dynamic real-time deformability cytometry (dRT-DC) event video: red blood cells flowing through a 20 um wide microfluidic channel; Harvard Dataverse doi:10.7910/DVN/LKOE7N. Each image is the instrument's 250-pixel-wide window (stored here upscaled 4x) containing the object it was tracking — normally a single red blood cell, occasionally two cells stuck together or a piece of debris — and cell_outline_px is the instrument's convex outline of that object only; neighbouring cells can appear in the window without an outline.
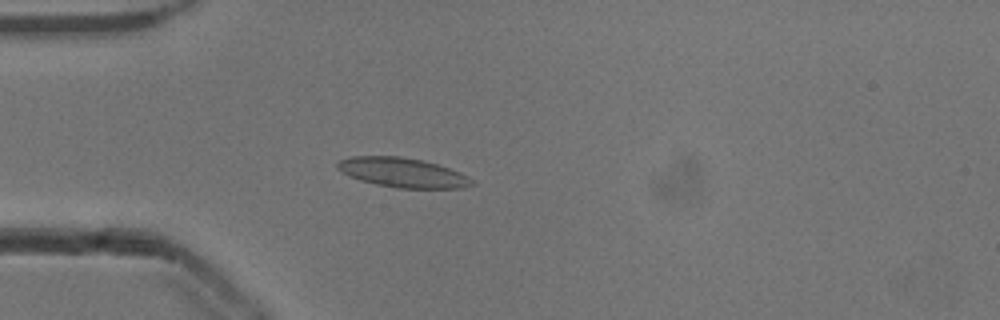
{"species": "common noctule bat (a hibernating species)", "species_latin": "Nyctalus noctula", "temperature_condition": "cold", "stored_images_in_passage": 54, "camera_frame_rate_fps": 3000, "um_per_image_px": 0.085, "animal": {"sex": "male", "body_mass_g": 13.3}, "frame": {"image": 1, "passage_image": 16, "time_ms": 5.0, "image_size_px": [1000, 320], "cell_outline_px": [[476, 184], [464, 188], [396, 188], [376, 184], [360, 180], [348, 176], [340, 172], [336, 168], [336, 164], [340, 160], [352, 156], [400, 156], [420, 160], [436, 164], [460, 172], [468, 176]], "centroid_in_image_um": [34.2, 14.67], "position_along_channel_um": 50.8, "area_um2": 23.18}}
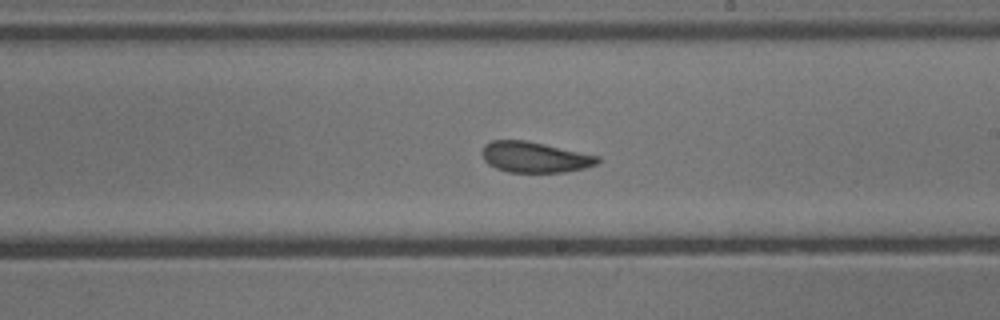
{"frame": {"image": 2, "passage_image": 32, "time_ms": 10.333, "image_size_px": [1000, 320], "cell_outline_px": [[600, 160], [596, 164], [584, 168], [564, 172], [508, 172], [496, 168], [488, 164], [484, 160], [480, 152], [484, 144], [492, 140], [524, 140], [544, 144], [600, 156]], "centroid_in_image_um": [45.41, 13.35], "position_along_channel_um": 243.6, "area_um2": 20.69}}
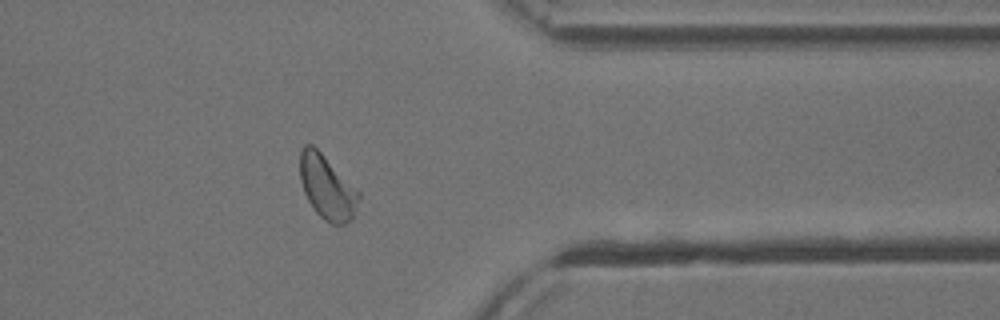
{"frame": {"image": 3, "passage_image": 44, "time_ms": 14.333, "image_size_px": [1000, 320], "cell_outline_px": [[360, 200], [352, 220], [344, 224], [332, 224], [324, 220], [316, 212], [308, 200], [304, 192], [300, 180], [300, 152], [304, 144], [312, 144], [360, 192]], "centroid_in_image_um": [27.81, 15.94], "position_along_channel_um": 383.6, "area_um2": 21.79}, "authors_computed_cell_mechanics": {"area_um2": 22.0218, "velocity_mm_per_s": 3.8195, "shape_relaxation_time_tau1_ms": 3.745, "shape_relaxation_time_tau2_ms": 1.7508, "deformation_change_tau1": 0.1353, "deformation_change_tau2": 0.089}}